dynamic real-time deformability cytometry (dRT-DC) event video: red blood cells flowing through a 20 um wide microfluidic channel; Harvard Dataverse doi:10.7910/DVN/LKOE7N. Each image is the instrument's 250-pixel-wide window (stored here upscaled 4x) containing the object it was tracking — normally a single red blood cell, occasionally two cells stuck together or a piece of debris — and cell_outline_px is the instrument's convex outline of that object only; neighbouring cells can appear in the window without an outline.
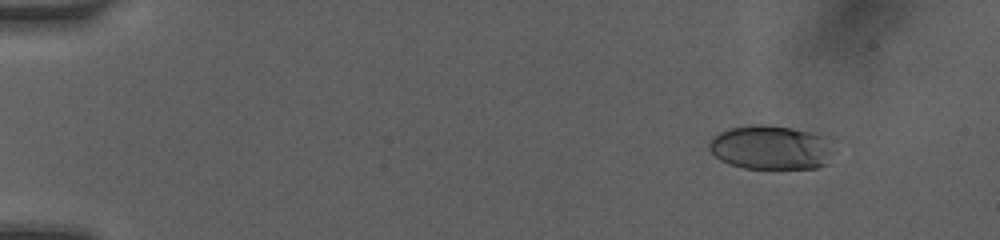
{"species": "human", "species_latin": "Homo sapiens", "temperature_condition": "room temperature", "stored_images_in_passage": 59, "camera_frame_rate_fps": 3000, "um_per_image_px": 0.085, "donor": {"sex": "female"}, "frame": {"image": 1, "passage_image": 3, "time_ms": 1.333, "image_size_px": [1000, 240], "cell_outline_px": [[836, 140], [828, 164], [816, 168], [744, 168], [720, 160], [708, 148], [708, 144], [712, 136], [720, 132], [732, 128], [752, 124], [760, 124], [792, 128], [836, 136]], "centroid_in_image_um": [65.65, 12.51], "position_along_channel_um": 19.4, "area_um2": 32.83}}
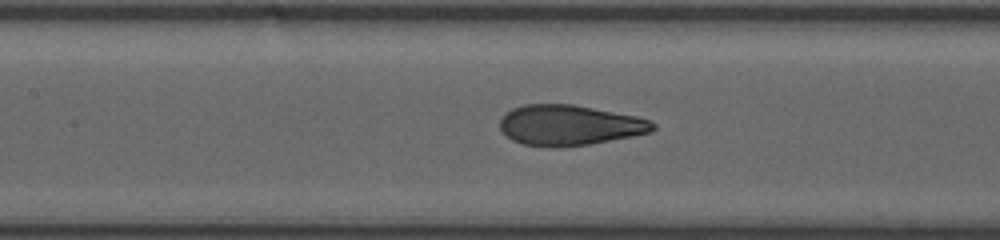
{"frame": {"image": 2, "passage_image": 26, "time_ms": 7.667, "image_size_px": [1000, 240], "cell_outline_px": [[656, 128], [652, 132], [632, 136], [588, 144], [556, 148], [524, 144], [512, 140], [500, 132], [500, 120], [512, 108], [524, 104], [572, 104], [636, 116], [652, 120], [656, 124]], "centroid_in_image_um": [48.4, 10.64], "position_along_channel_um": 159.0, "area_um2": 36.07}}
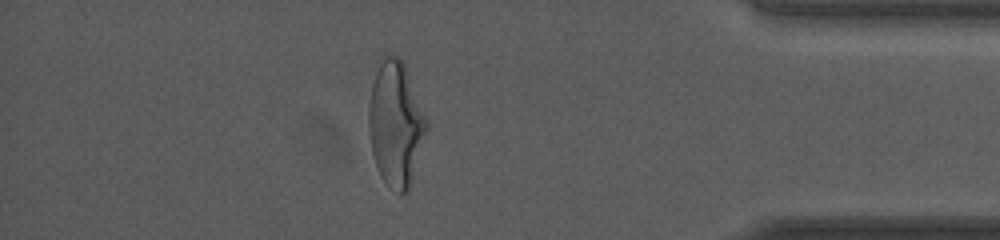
{"frame": {"image": 3, "passage_image": 51, "time_ms": 14.333, "image_size_px": [1000, 240], "cell_outline_px": [[428, 128], [408, 192], [400, 196], [380, 176], [372, 152], [368, 128], [368, 108], [372, 84], [380, 56], [396, 56], [404, 64], [428, 120]], "centroid_in_image_um": [33.63, 10.53], "position_along_channel_um": 401.6, "area_um2": 42.02}, "authors_computed_cell_mechanics": {"area_um2": 36.2984, "velocity_mm_per_s": 4.112, "shape_relaxation_time_tau1_ms": 3.8021, "shape_relaxation_time_tau2_ms": 0.6623, "deformation_change_tau1": 0.1853, "deformation_change_tau2": 0.0597}}